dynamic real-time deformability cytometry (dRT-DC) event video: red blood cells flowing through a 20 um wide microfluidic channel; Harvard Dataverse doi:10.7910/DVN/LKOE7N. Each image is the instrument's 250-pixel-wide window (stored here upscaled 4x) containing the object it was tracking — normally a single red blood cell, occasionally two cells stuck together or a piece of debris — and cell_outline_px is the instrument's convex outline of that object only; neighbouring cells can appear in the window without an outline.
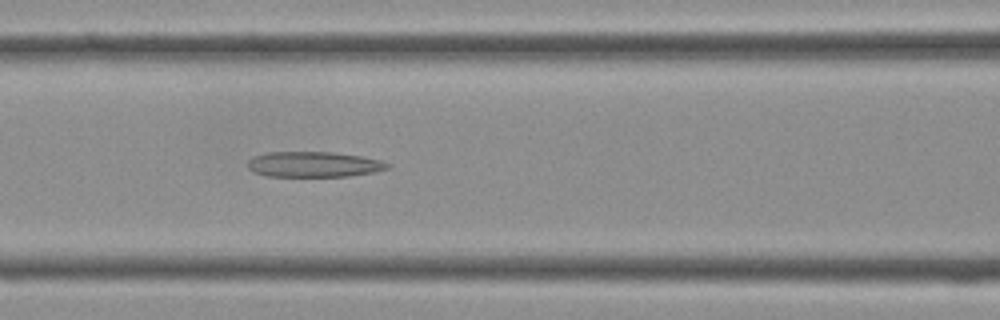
{"species": "Egyptian fruit bat (a non-hibernating species)", "species_latin": "Rousettus aegyptiacus", "temperature_condition": "cold", "stored_images_in_passage": 29, "camera_frame_rate_fps": 3000, "um_per_image_px": 0.085, "frame": {"image": 1, "passage_image": 10, "time_ms": 3.0, "image_size_px": [1000, 320], "cell_outline_px": [[392, 164], [388, 168], [372, 172], [348, 176], [268, 176], [252, 172], [248, 168], [248, 160], [252, 156], [268, 152], [332, 152], [360, 156], [380, 160]], "centroid_in_image_um": [26.63, 13.97], "position_along_channel_um": 140.0, "area_um2": 20.69}}
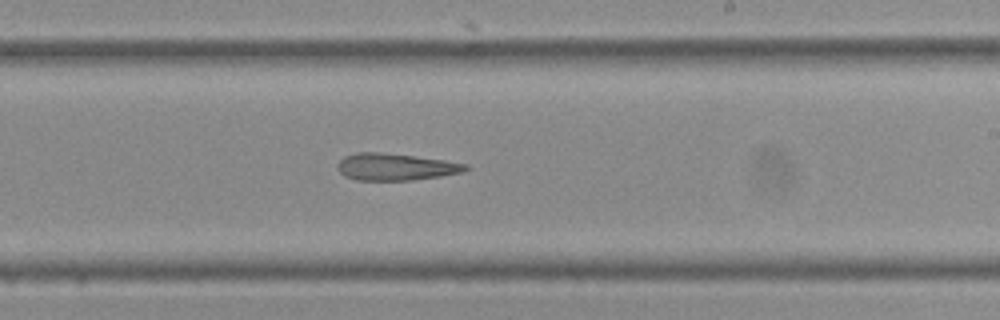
{"frame": {"image": 2, "passage_image": 17, "time_ms": 5.333, "image_size_px": [1000, 320], "cell_outline_px": [[468, 168], [464, 172], [440, 176], [412, 180], [356, 180], [344, 176], [336, 168], [336, 164], [344, 156], [356, 152], [380, 152], [444, 160], [468, 164]], "centroid_in_image_um": [33.58, 14.18], "position_along_channel_um": 255.4, "area_um2": 20.11}}
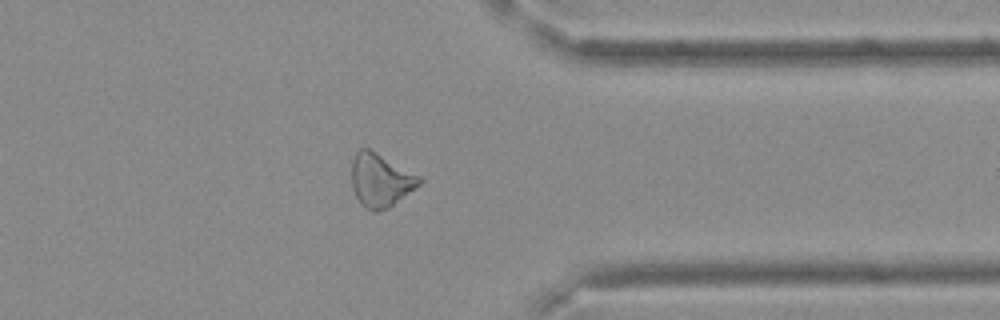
{"frame": {"image": 3, "passage_image": 25, "time_ms": 8.0, "image_size_px": [1000, 320], "cell_outline_px": [[424, 180], [416, 188], [388, 208], [376, 212], [372, 212], [364, 208], [360, 204], [352, 188], [352, 160], [356, 152], [360, 148], [368, 148], [376, 152], [420, 176]], "centroid_in_image_um": [32.33, 15.34], "position_along_channel_um": 379.1, "area_um2": 21.1}}